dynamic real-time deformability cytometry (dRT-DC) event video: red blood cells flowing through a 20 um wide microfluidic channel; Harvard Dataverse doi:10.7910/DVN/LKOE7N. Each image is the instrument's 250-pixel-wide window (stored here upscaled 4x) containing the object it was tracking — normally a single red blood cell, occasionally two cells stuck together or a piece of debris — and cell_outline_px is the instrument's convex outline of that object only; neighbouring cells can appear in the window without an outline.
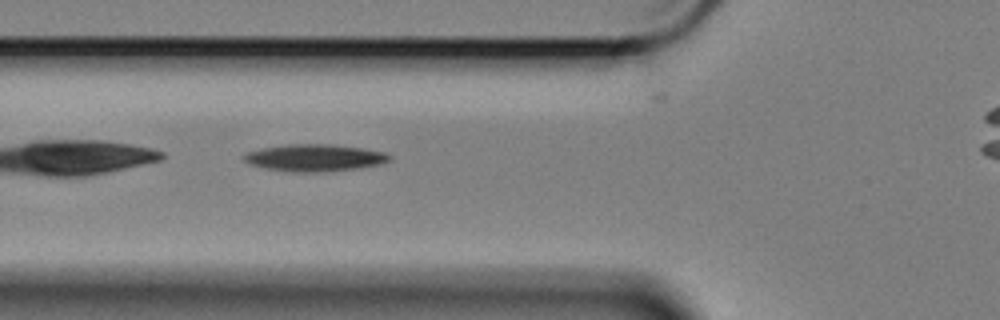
{"species": "Egyptian fruit bat (a non-hibernating species)", "species_latin": "Rousettus aegyptiacus", "temperature_condition": "cold", "stored_images_in_passage": 15, "camera_frame_rate_fps": 3000, "um_per_image_px": 0.085, "animal": {"sex": "female"}, "frame": {"image": 1, "passage_image": 4, "time_ms": 1.0, "image_size_px": [1000, 320], "cell_outline_px": [[392, 160], [380, 164], [356, 168], [324, 172], [292, 172], [264, 168], [252, 164], [244, 160], [244, 156], [248, 152], [264, 148], [288, 144], [328, 144], [360, 148], [384, 152], [392, 156]], "centroid_in_image_um": [26.78, 13.41], "position_along_channel_um": 99.0, "area_um2": 22.66}}
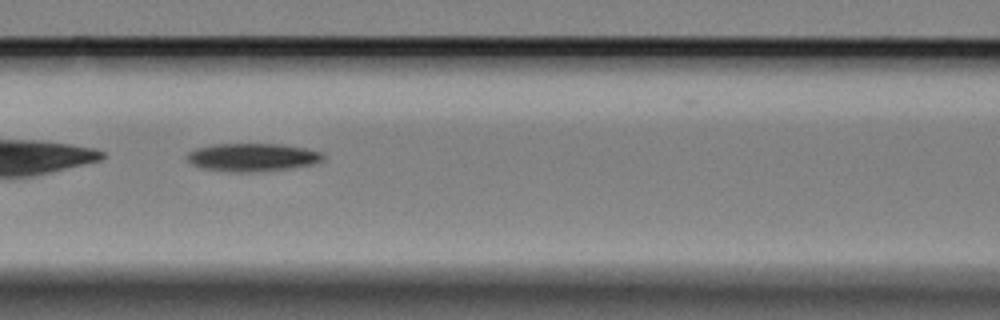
{"frame": {"image": 2, "passage_image": 8, "time_ms": 2.333, "image_size_px": [1000, 320], "cell_outline_px": [[324, 160], [312, 164], [288, 168], [256, 172], [236, 172], [204, 168], [192, 164], [188, 160], [188, 152], [196, 148], [216, 144], [280, 144], [304, 148], [324, 152]], "centroid_in_image_um": [21.49, 13.36], "position_along_channel_um": 145.1, "area_um2": 22.02}}